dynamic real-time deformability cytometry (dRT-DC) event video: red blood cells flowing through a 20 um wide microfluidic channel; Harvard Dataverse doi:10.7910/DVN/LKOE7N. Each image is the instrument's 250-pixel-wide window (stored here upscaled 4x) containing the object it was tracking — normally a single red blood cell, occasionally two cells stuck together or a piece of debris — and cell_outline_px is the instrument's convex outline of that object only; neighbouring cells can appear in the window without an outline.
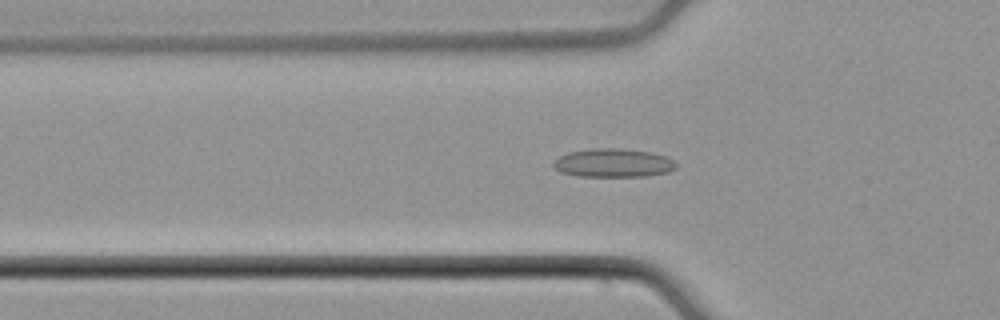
{"species": "common noctule bat (a hibernating species)", "species_latin": "Nyctalus noctula", "temperature_condition": "cold", "stored_images_in_passage": 28, "camera_frame_rate_fps": 3000, "um_per_image_px": 0.085, "animal": {"sex": "male", "body_mass_g": 21.5, "forearm_length_mm": 52.0}, "frame": {"image": 1, "passage_image": 19, "time_ms": 6.0, "image_size_px": [1000, 320], "cell_outline_px": [[676, 168], [668, 172], [648, 176], [576, 176], [560, 172], [552, 168], [552, 160], [568, 152], [592, 148], [620, 148], [652, 152], [664, 156], [672, 160], [676, 164]], "centroid_in_image_um": [52.07, 13.85], "position_along_channel_um": 73.7, "area_um2": 20.63}}
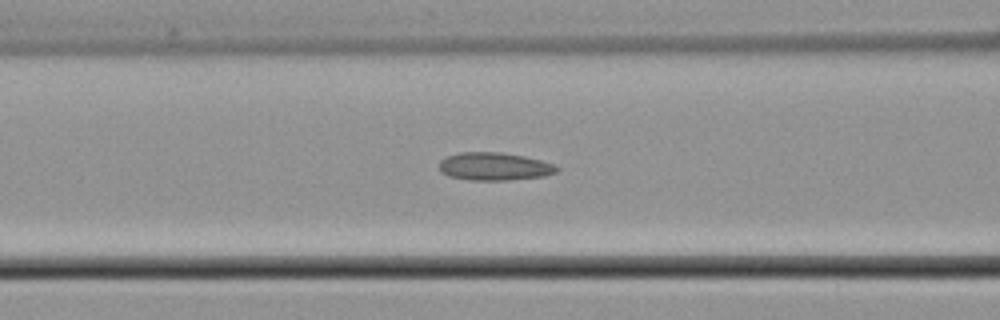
{"frame": {"image": 2, "passage_image": 23, "time_ms": 7.333, "image_size_px": [1000, 320], "cell_outline_px": [[560, 168], [556, 172], [544, 176], [508, 180], [472, 180], [448, 176], [440, 172], [440, 160], [444, 156], [460, 152], [500, 152], [524, 156], [540, 160], [552, 164]], "centroid_in_image_um": [41.98, 14.14], "position_along_channel_um": 124.6, "area_um2": 19.13}}
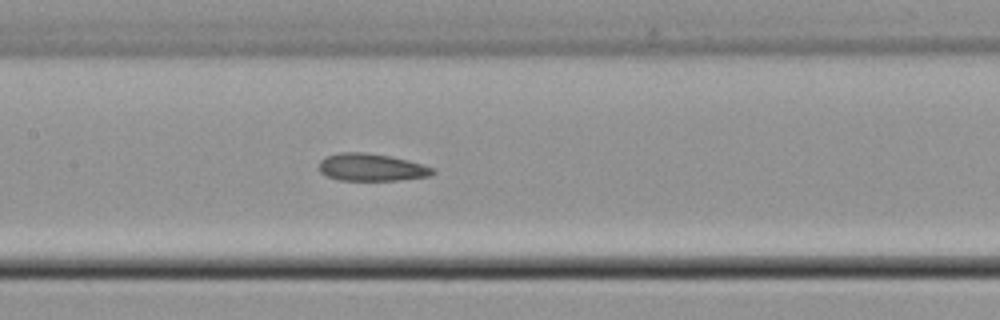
{"frame": {"image": 3, "passage_image": 27, "time_ms": 8.667, "image_size_px": [1000, 320], "cell_outline_px": [[436, 172], [428, 176], [396, 180], [340, 180], [328, 176], [320, 172], [320, 160], [324, 156], [340, 152], [364, 152], [388, 156], [408, 160], [436, 168]], "centroid_in_image_um": [31.57, 14.21], "position_along_channel_um": 175.8, "area_um2": 18.09}}